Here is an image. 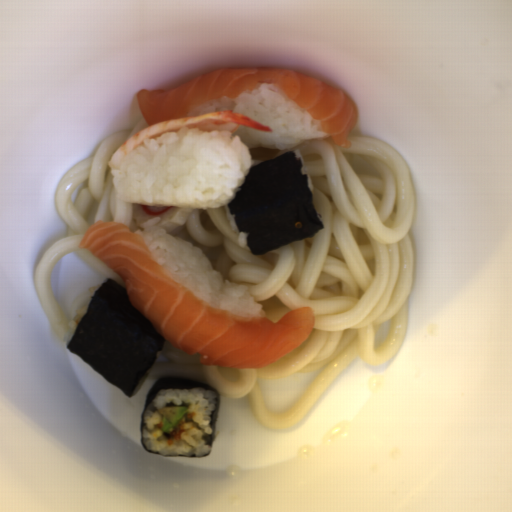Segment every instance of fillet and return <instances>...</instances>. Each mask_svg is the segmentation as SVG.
Here are the masks:
<instances>
[{
    "instance_id": "fillet-1",
    "label": "fillet",
    "mask_w": 512,
    "mask_h": 512,
    "mask_svg": "<svg viewBox=\"0 0 512 512\" xmlns=\"http://www.w3.org/2000/svg\"><path fill=\"white\" fill-rule=\"evenodd\" d=\"M80 248L122 280L130 303L175 348L200 356V365L260 369L282 359L312 332L314 308L287 312L278 321L214 309L171 277L142 236L118 222L96 221Z\"/></svg>"
},
{
    "instance_id": "fillet-2",
    "label": "fillet",
    "mask_w": 512,
    "mask_h": 512,
    "mask_svg": "<svg viewBox=\"0 0 512 512\" xmlns=\"http://www.w3.org/2000/svg\"><path fill=\"white\" fill-rule=\"evenodd\" d=\"M263 83H274L294 104L317 122L321 132L342 148L359 122L353 100L340 88L297 69L234 67L214 70L173 89L138 90L136 102L147 124L187 117L202 104L235 99Z\"/></svg>"
}]
</instances>
